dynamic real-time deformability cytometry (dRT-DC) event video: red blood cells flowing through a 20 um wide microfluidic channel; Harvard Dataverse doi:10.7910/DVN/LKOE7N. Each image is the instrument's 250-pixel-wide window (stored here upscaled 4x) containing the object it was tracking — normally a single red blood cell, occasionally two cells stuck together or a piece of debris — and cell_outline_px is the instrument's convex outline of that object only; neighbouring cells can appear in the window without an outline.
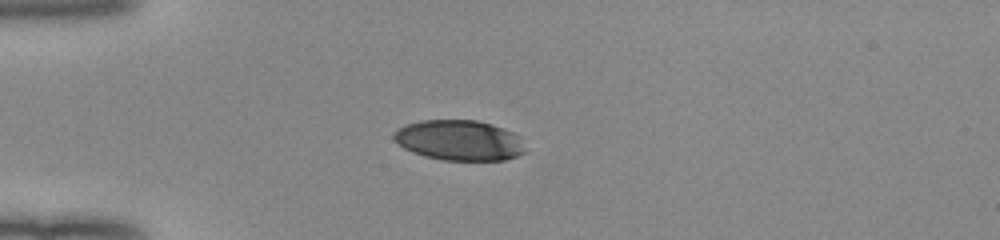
{"species": "human", "species_latin": "Homo sapiens", "temperature_condition": "room temperature", "stored_images_in_passage": 38, "camera_frame_rate_fps": 3000, "um_per_image_px": 0.085, "donor": {"sex": "female"}, "frame": {"image": 1, "passage_image": 1, "time_ms": 0.0, "image_size_px": [1000, 240], "cell_outline_px": [[528, 152], [504, 160], [444, 160], [424, 156], [412, 152], [396, 144], [392, 140], [392, 132], [396, 128], [420, 120], [476, 120], [492, 124], [504, 128], [520, 136]], "centroid_in_image_um": [39.02, 11.92], "position_along_channel_um": 46.0, "area_um2": 31.39}}
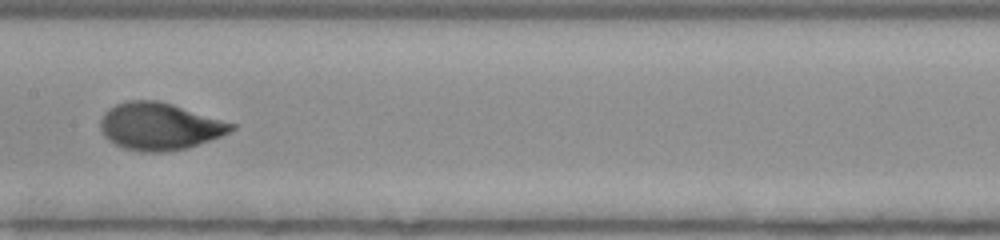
{"frame": {"image": 2, "passage_image": 14, "time_ms": 4.333, "image_size_px": [1000, 240], "cell_outline_px": [[236, 128], [220, 136], [188, 148], [164, 152], [140, 152], [124, 148], [108, 140], [104, 136], [100, 128], [100, 120], [104, 112], [108, 108], [116, 104], [128, 100], [160, 100], [236, 124]], "centroid_in_image_um": [13.53, 10.73], "position_along_channel_um": 193.9, "area_um2": 36.13}}
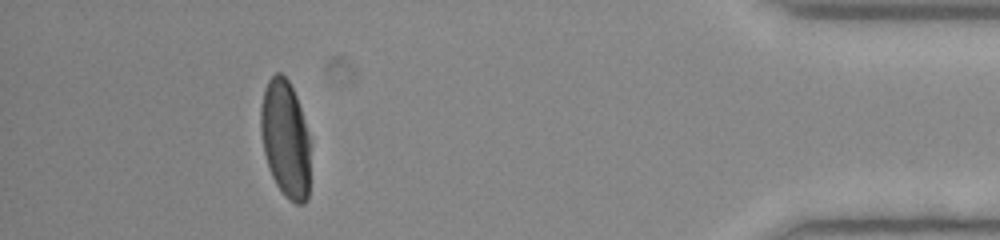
{"frame": {"image": 3, "passage_image": 34, "time_ms": 11.0, "image_size_px": [1000, 240], "cell_outline_px": [[308, 196], [304, 204], [296, 204], [288, 200], [284, 196], [276, 184], [268, 168], [264, 152], [260, 132], [260, 104], [264, 88], [268, 80], [276, 72], [280, 72], [288, 80], [296, 96], [300, 108], [308, 136]], "centroid_in_image_um": [24.21, 11.8], "position_along_channel_um": 411.0, "area_um2": 33.7}, "authors_computed_cell_mechanics": {"area_um2": 35.2291, "velocity_mm_per_s": 3.9987, "shape_relaxation_time_tau1_ms": 3.5774, "shape_relaxation_time_tau2_ms": null, "deformation_change_tau1": 0.1954, "deformation_change_tau2": null}}